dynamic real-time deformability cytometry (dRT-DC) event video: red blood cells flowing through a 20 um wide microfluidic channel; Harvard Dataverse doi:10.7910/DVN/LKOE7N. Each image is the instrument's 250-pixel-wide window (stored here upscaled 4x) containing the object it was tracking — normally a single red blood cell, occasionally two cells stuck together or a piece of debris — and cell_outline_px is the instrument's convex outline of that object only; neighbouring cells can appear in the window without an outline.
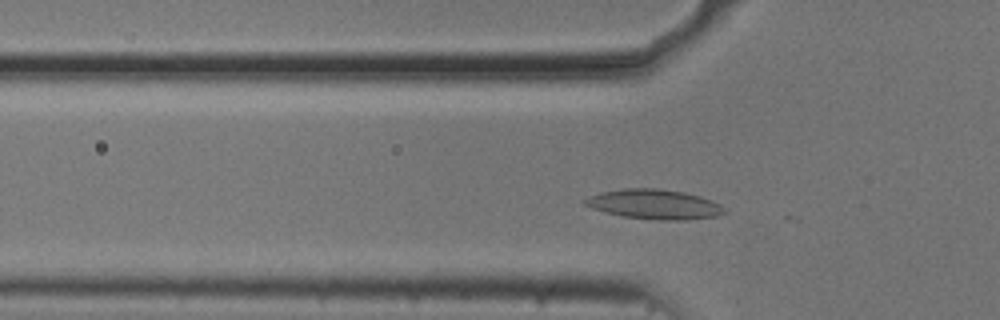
{"species": "common noctule bat (a hibernating species)", "species_latin": "Nyctalus noctula", "temperature_condition": "cold", "stored_images_in_passage": 15, "camera_frame_rate_fps": 3000, "um_per_image_px": 0.085, "animal": {"sex": "male", "body_mass_g": 20.5, "forearm_length_mm": 52.5}, "frame": {"image": 1, "passage_image": 10, "time_ms": 3.0, "image_size_px": [1000, 320], "cell_outline_px": [[728, 212], [716, 216], [684, 220], [656, 220], [624, 216], [604, 212], [592, 208], [584, 204], [580, 200], [600, 192], [624, 188], [656, 188], [684, 192], [700, 196], [712, 200], [720, 204]], "centroid_in_image_um": [55.61, 17.36], "position_along_channel_um": 70.2, "area_um2": 24.28}}
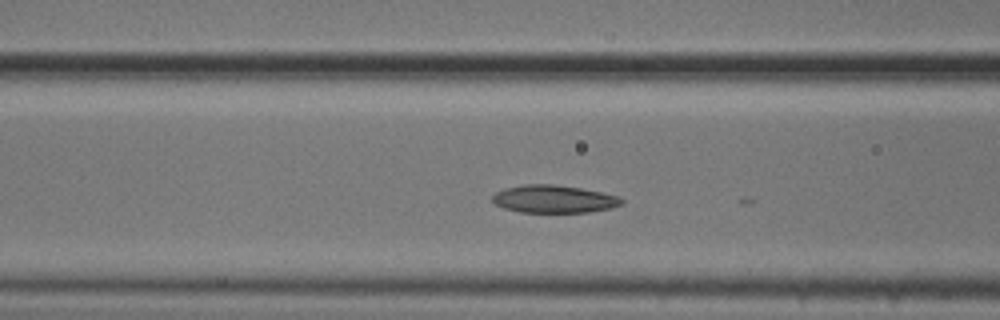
{"frame": {"image": 2, "passage_image": 14, "time_ms": 4.333, "image_size_px": [1000, 320], "cell_outline_px": [[624, 204], [612, 208], [588, 212], [520, 212], [504, 208], [492, 204], [492, 196], [496, 192], [504, 188], [524, 184], [556, 184], [580, 188], [620, 196], [624, 200]], "centroid_in_image_um": [47.08, 16.91], "position_along_channel_um": 119.5, "area_um2": 21.1}}